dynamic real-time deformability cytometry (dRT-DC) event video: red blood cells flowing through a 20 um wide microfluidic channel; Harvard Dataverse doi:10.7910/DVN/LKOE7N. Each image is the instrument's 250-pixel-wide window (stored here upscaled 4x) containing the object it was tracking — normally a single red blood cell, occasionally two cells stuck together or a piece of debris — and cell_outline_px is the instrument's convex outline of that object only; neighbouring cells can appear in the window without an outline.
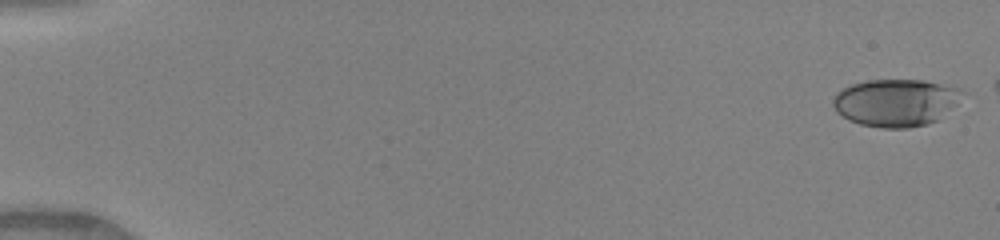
{"species": "human", "species_latin": "Homo sapiens", "temperature_condition": "warm", "stored_images_in_passage": 16, "camera_frame_rate_fps": 3000, "um_per_image_px": 0.085, "donor": {"sex": "female"}, "frame": {"image": 1, "passage_image": 1, "time_ms": 0.0, "image_size_px": [1000, 240], "cell_outline_px": [[968, 92], [956, 104], [936, 120], [928, 124], [908, 128], [880, 128], [860, 124], [836, 112], [832, 104], [832, 100], [836, 92], [852, 84], [868, 80], [924, 80], [960, 88]], "centroid_in_image_um": [76.16, 8.71], "position_along_channel_um": 8.8, "area_um2": 35.78}}